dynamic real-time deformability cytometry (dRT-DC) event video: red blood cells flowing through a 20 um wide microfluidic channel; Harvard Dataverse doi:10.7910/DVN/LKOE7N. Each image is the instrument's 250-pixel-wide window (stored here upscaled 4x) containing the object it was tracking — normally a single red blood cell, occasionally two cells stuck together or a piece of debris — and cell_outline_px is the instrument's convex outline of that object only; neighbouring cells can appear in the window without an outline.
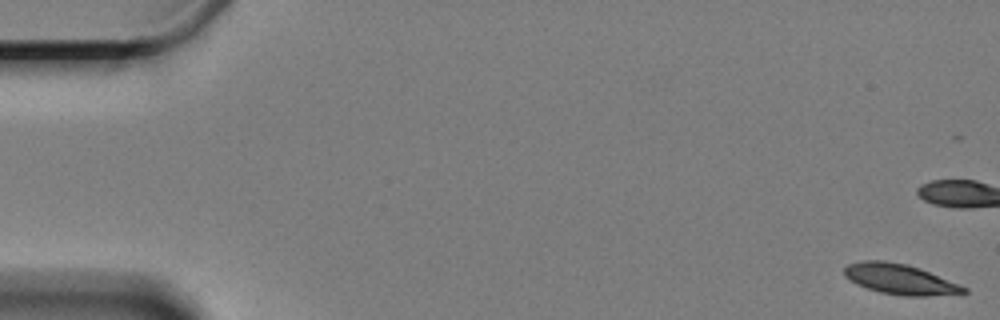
{"species": "Egyptian fruit bat (a non-hibernating species)", "species_latin": "Rousettus aegyptiacus", "temperature_condition": "cold", "stored_images_in_passage": 16, "camera_frame_rate_fps": 3000, "um_per_image_px": 0.085, "animal": {"sex": "female"}, "frame": {"image": 1, "passage_image": 1, "time_ms": 0.0, "image_size_px": [1000, 320], "cell_outline_px": [[968, 292], [928, 296], [904, 296], [880, 292], [856, 284], [844, 276], [844, 268], [848, 264], [864, 260], [884, 260], [904, 264], [920, 268], [960, 284], [968, 288]], "centroid_in_image_um": [76.49, 23.73], "position_along_channel_um": 8.5, "area_um2": 21.04}}